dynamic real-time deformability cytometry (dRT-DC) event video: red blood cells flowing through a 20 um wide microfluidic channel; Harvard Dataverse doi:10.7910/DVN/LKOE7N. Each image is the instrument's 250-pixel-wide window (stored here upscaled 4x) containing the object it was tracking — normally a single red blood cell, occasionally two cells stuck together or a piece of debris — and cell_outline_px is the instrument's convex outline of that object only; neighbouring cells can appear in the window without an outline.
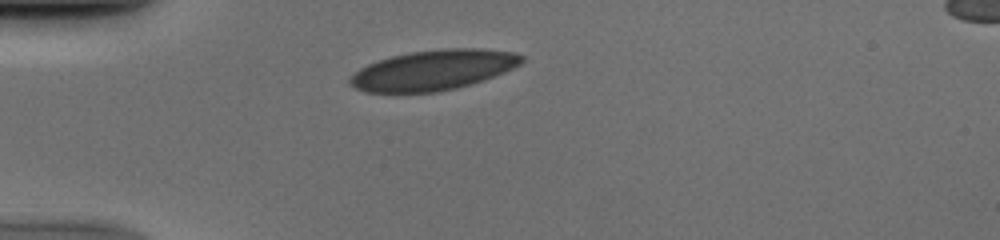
{"species": "human", "species_latin": "Homo sapiens", "temperature_condition": "cold", "stored_images_in_passage": 32, "camera_frame_rate_fps": 3000, "um_per_image_px": 0.085, "donor": {"sex": "male"}, "frame": {"image": 1, "passage_image": 1, "time_ms": 0.0, "image_size_px": [1000, 240], "cell_outline_px": [[524, 60], [520, 64], [504, 72], [484, 80], [472, 84], [456, 88], [436, 92], [364, 92], [348, 84], [348, 80], [360, 68], [368, 64], [392, 56], [408, 52], [444, 48], [480, 48], [516, 52], [524, 56]], "centroid_in_image_um": [36.86, 5.95], "position_along_channel_um": 48.1, "area_um2": 40.23}}
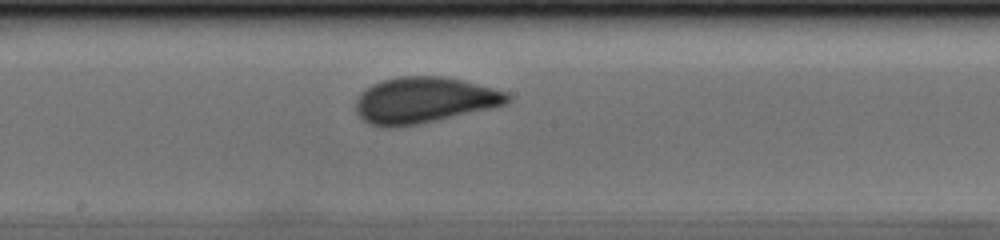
{"frame": {"image": 2, "passage_image": 15, "time_ms": 4.667, "image_size_px": [1000, 240], "cell_outline_px": [[512, 96], [508, 104], [420, 124], [396, 128], [384, 128], [368, 124], [356, 112], [356, 96], [364, 88], [372, 84], [396, 76], [444, 76], [464, 80], [508, 92]], "centroid_in_image_um": [36.03, 8.52], "position_along_channel_um": 212.2, "area_um2": 41.27}}
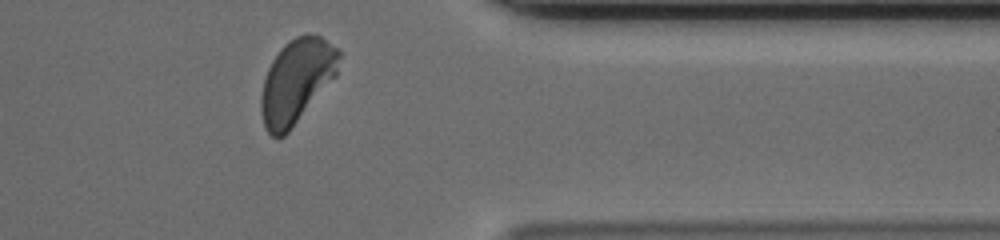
{"frame": {"image": 3, "passage_image": 29, "time_ms": 9.333, "image_size_px": [1000, 240], "cell_outline_px": [[340, 56], [336, 76], [288, 132], [284, 136], [272, 136], [268, 132], [264, 124], [260, 108], [260, 100], [264, 80], [268, 68], [272, 60], [280, 48], [284, 44], [296, 36], [320, 36], [336, 48], [340, 52]], "centroid_in_image_um": [25.19, 6.9], "position_along_channel_um": 386.2, "area_um2": 37.51}}